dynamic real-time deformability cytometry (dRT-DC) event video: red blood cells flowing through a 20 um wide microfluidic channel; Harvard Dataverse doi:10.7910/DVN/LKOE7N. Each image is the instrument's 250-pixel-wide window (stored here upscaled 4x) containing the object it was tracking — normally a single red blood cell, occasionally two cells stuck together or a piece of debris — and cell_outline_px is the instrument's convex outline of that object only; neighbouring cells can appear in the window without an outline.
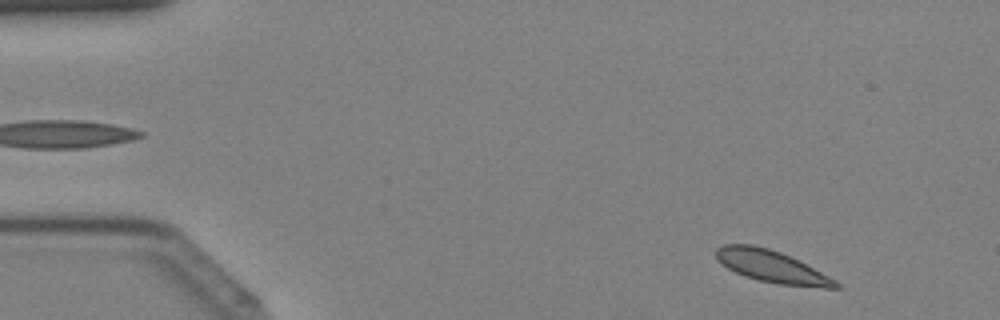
{"species": "Egyptian fruit bat (a non-hibernating species)", "species_latin": "Rousettus aegyptiacus", "temperature_condition": "cold", "stored_images_in_passage": 40, "camera_frame_rate_fps": 3000, "um_per_image_px": 0.085, "animal": {"sex": "female"}, "frame": {"image": 1, "passage_image": 2, "time_ms": 0.333, "image_size_px": [1000, 320], "cell_outline_px": [[840, 288], [824, 288], [780, 284], [760, 280], [744, 276], [728, 268], [716, 260], [716, 248], [724, 244], [752, 244], [768, 248], [780, 252], [836, 280], [840, 284]], "centroid_in_image_um": [65.55, 22.65], "position_along_channel_um": 19.4, "area_um2": 21.96}}
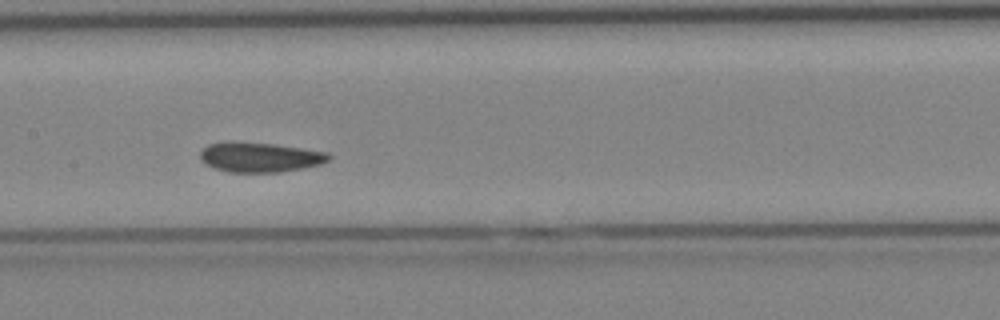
{"frame": {"image": 2, "passage_image": 19, "time_ms": 6.0, "image_size_px": [1000, 320], "cell_outline_px": [[332, 156], [328, 160], [320, 164], [304, 168], [280, 172], [228, 172], [216, 168], [208, 164], [200, 156], [200, 152], [208, 144], [228, 140], [276, 144], [328, 152]], "centroid_in_image_um": [22.11, 13.34], "position_along_channel_um": 185.3, "area_um2": 22.43}}
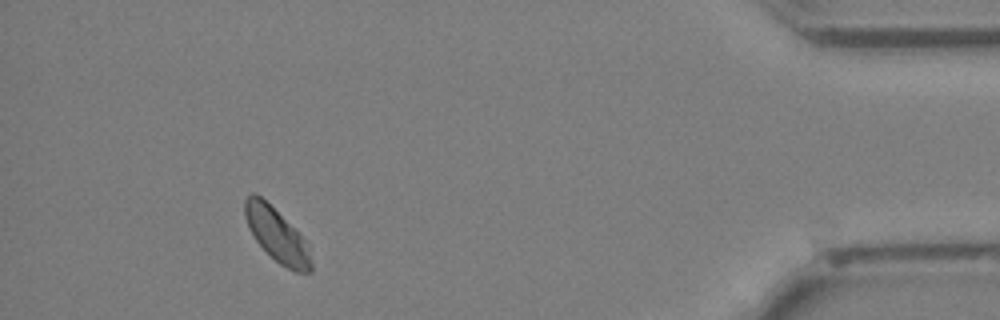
{"frame": {"image": 3, "passage_image": 37, "time_ms": 12.0, "image_size_px": [1000, 320], "cell_outline_px": [[312, 272], [296, 272], [280, 264], [256, 240], [248, 228], [244, 216], [244, 200], [252, 192], [256, 192], [296, 228], [308, 244], [312, 260]], "centroid_in_image_um": [23.54, 19.94], "position_along_channel_um": 411.7, "area_um2": 20.75}}